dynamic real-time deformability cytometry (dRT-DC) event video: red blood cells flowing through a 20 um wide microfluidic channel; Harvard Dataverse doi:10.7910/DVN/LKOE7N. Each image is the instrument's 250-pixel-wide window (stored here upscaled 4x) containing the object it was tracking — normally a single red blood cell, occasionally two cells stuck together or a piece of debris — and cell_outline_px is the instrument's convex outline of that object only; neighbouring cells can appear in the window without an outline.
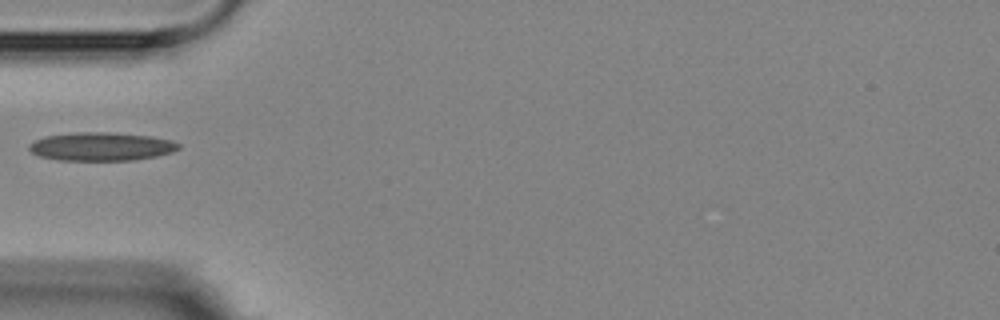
{"species": "Egyptian fruit bat (a non-hibernating species)", "species_latin": "Rousettus aegyptiacus", "temperature_condition": "room temperature", "stored_images_in_passage": 1, "camera_frame_rate_fps": 3000, "um_per_image_px": 0.085, "animal": {"sex": "female"}, "frame": {"image": 1, "passage_image": 1, "time_ms": 0.0, "image_size_px": [1000, 320], "cell_outline_px": [[180, 148], [172, 152], [156, 156], [132, 160], [60, 160], [40, 156], [32, 152], [28, 148], [28, 144], [44, 136], [76, 132], [112, 132], [152, 136], [172, 140], [180, 144]], "centroid_in_image_um": [8.62, 12.44], "position_along_channel_um": 76.4, "area_um2": 24.8}}